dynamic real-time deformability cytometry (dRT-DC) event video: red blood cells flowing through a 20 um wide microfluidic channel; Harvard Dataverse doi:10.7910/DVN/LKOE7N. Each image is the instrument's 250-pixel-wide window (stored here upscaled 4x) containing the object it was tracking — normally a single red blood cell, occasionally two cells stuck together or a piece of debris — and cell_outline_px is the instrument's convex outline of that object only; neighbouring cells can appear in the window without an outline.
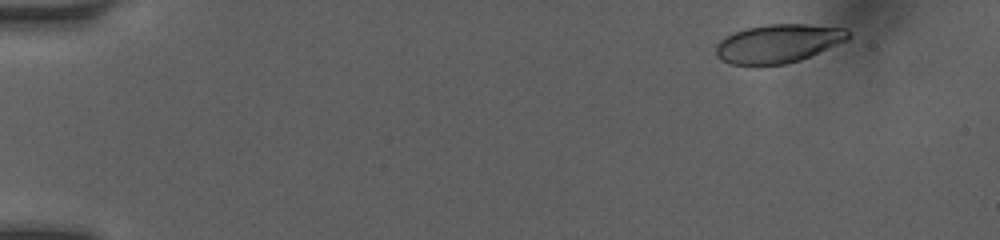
{"species": "human", "species_latin": "Homo sapiens", "temperature_condition": "room temperature", "stored_images_in_passage": 46, "camera_frame_rate_fps": 3000, "um_per_image_px": 0.085, "donor": {"sex": "female"}, "frame": {"image": 1, "passage_image": 1, "time_ms": 0.0, "image_size_px": [1000, 240], "cell_outline_px": [[852, 36], [848, 40], [800, 60], [784, 64], [728, 64], [720, 60], [716, 56], [716, 44], [724, 36], [732, 32], [744, 28], [768, 24], [808, 24], [844, 28]], "centroid_in_image_um": [66.12, 3.68], "position_along_channel_um": 18.9, "area_um2": 29.82}}
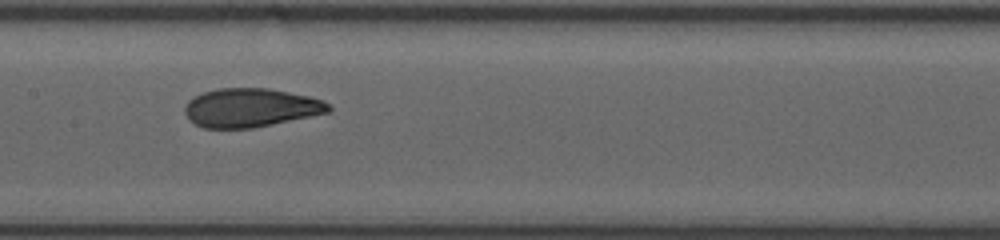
{"frame": {"image": 2, "passage_image": 22, "time_ms": 7.0, "image_size_px": [1000, 240], "cell_outline_px": [[332, 108], [328, 112], [272, 124], [252, 128], [204, 128], [188, 120], [184, 112], [184, 108], [188, 100], [192, 96], [216, 88], [268, 88], [308, 96], [324, 100]], "centroid_in_image_um": [21.25, 9.15], "position_along_channel_um": 186.1, "area_um2": 32.43}}
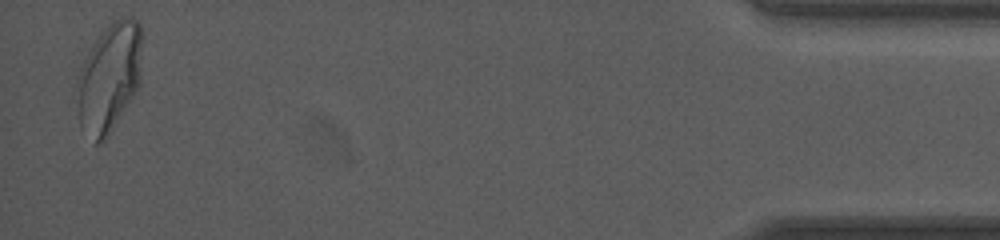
{"frame": {"image": 3, "passage_image": 45, "time_ms": 14.667, "image_size_px": [1000, 240], "cell_outline_px": [[140, 84], [108, 136], [104, 140], [96, 144], [80, 128], [76, 80], [76, 76], [88, 52], [96, 40], [116, 20], [132, 16], [140, 24]], "centroid_in_image_um": [9.26, 6.65], "position_along_channel_um": 425.9, "area_um2": 40.58}, "authors_computed_cell_mechanics": {"area_um2": 32.5992, "velocity_mm_per_s": 4.1553, "shape_relaxation_time_tau1_ms": 7.3452, "shape_relaxation_time_tau2_ms": 0.7342, "deformation_change_tau1": 0.2199, "deformation_change_tau2": 0.055}}